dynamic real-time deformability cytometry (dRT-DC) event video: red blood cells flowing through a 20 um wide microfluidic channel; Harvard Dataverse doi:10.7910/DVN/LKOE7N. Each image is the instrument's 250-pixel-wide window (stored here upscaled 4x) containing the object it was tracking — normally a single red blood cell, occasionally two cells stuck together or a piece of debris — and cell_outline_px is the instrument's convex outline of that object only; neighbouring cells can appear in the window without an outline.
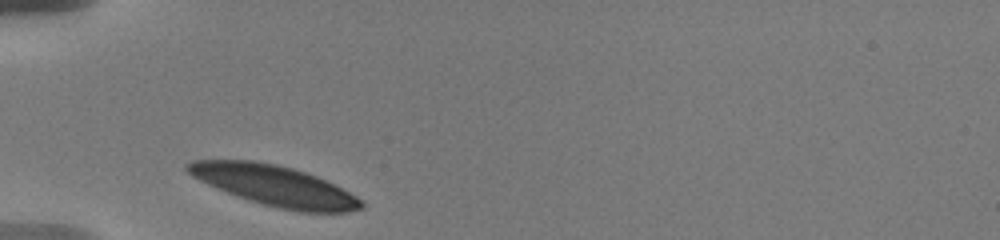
{"species": "human", "species_latin": "Homo sapiens", "temperature_condition": "warm", "stored_images_in_passage": 8, "camera_frame_rate_fps": 3000, "um_per_image_px": 0.085, "donor": {"sex": "male"}, "frame": {"image": 1, "passage_image": 1, "time_ms": 0.0, "image_size_px": [1000, 240], "cell_outline_px": [[364, 208], [348, 212], [300, 212], [280, 208], [248, 200], [208, 184], [192, 176], [184, 168], [184, 164], [192, 160], [252, 160], [276, 164], [292, 168], [316, 176], [356, 196], [364, 204]], "centroid_in_image_um": [23.31, 15.77], "position_along_channel_um": 61.7, "area_um2": 40.4}}
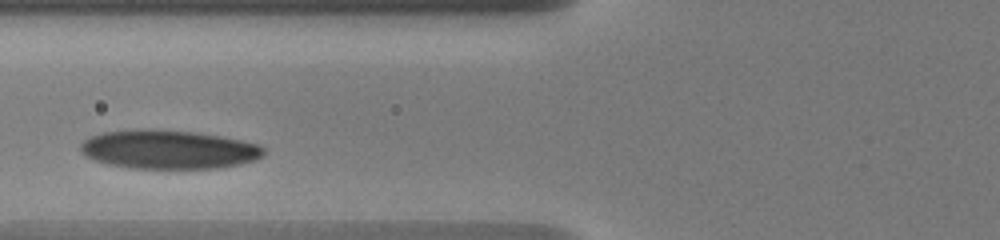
{"frame": {"image": 2, "passage_image": 7, "time_ms": 1.667, "image_size_px": [1000, 240], "cell_outline_px": [[264, 156], [256, 160], [240, 164], [220, 168], [128, 168], [108, 164], [84, 156], [80, 152], [80, 144], [88, 136], [104, 132], [140, 128], [192, 132], [220, 136], [260, 144], [264, 148]], "centroid_in_image_um": [14.31, 12.7], "position_along_channel_um": 111.5, "area_um2": 41.67}}